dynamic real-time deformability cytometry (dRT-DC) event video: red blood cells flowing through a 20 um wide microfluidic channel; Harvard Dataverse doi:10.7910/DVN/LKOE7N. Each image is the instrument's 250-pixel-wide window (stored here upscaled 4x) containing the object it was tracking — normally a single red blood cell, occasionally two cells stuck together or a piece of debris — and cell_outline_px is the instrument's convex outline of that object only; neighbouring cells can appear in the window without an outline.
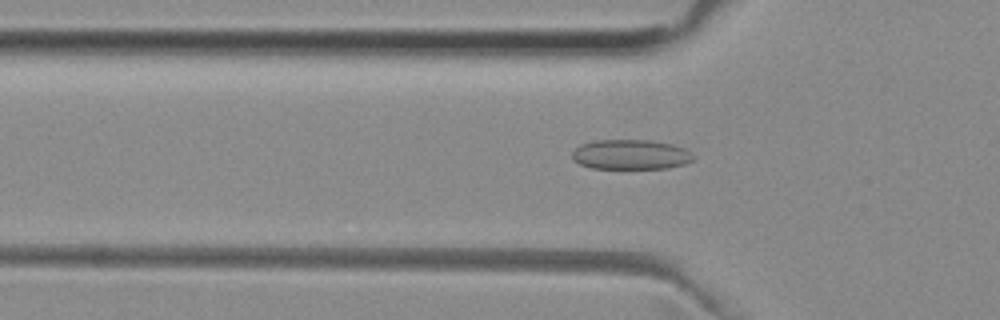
{"species": "common noctule bat (a hibernating species)", "species_latin": "Nyctalus noctula", "temperature_condition": "room temperature", "stored_images_in_passage": 49, "camera_frame_rate_fps": 3000, "um_per_image_px": 0.085, "animal": {"sex": "female", "body_mass_g": 29.2, "forearm_length_mm": 56.3}, "frame": {"image": 1, "passage_image": 16, "time_ms": 5.0, "image_size_px": [1000, 320], "cell_outline_px": [[696, 156], [692, 160], [684, 164], [668, 168], [592, 168], [580, 164], [572, 160], [572, 152], [580, 144], [592, 140], [652, 140], [672, 144], [684, 148]], "centroid_in_image_um": [53.6, 13.13], "position_along_channel_um": 72.2, "area_um2": 21.21}}
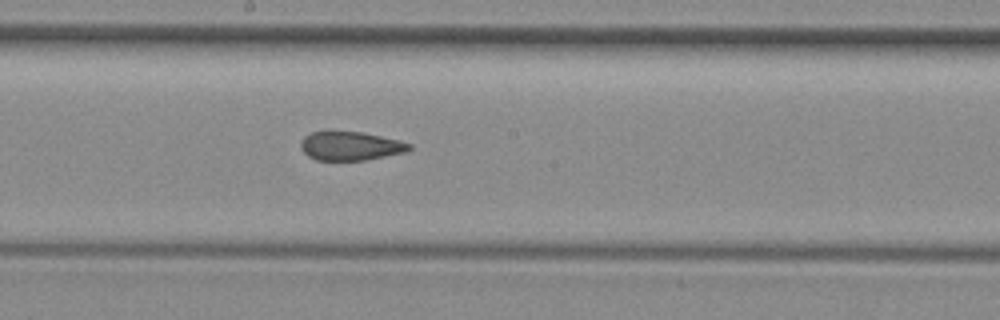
{"frame": {"image": 2, "passage_image": 27, "time_ms": 8.667, "image_size_px": [1000, 320], "cell_outline_px": [[412, 148], [408, 152], [364, 160], [316, 160], [308, 156], [300, 148], [300, 140], [304, 136], [312, 132], [324, 128], [328, 128], [360, 132], [400, 140], [412, 144]], "centroid_in_image_um": [29.74, 12.36], "position_along_channel_um": 218.5, "area_um2": 18.96}}
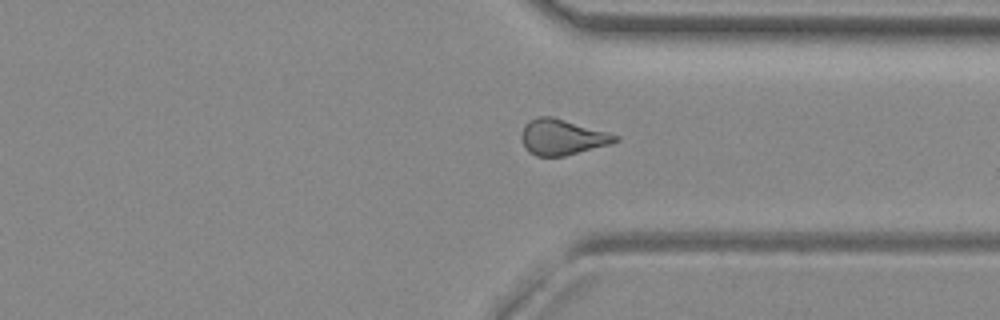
{"frame": {"image": 3, "passage_image": 38, "time_ms": 12.333, "image_size_px": [1000, 320], "cell_outline_px": [[620, 140], [612, 144], [564, 156], [536, 156], [528, 152], [524, 148], [520, 136], [524, 124], [540, 116], [552, 116], [620, 136]], "centroid_in_image_um": [47.77, 11.67], "position_along_channel_um": 363.6, "area_um2": 19.54}, "authors_computed_cell_mechanics": {"area_um2": 19.4786, "velocity_mm_per_s": 3.9722, "shape_relaxation_time_tau1_ms": null, "shape_relaxation_time_tau2_ms": 2.4951, "deformation_change_tau1": null, "deformation_change_tau2": 0.0953}}